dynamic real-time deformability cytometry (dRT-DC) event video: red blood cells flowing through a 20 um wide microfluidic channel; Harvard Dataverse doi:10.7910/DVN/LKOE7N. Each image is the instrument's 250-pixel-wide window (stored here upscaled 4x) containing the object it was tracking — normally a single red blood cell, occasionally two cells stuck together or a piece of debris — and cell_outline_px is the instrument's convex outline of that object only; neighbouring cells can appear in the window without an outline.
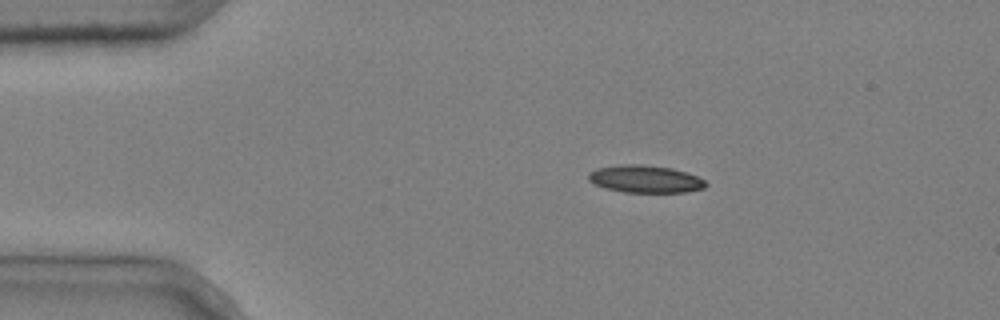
{"species": "common noctule bat (a hibernating species)", "species_latin": "Nyctalus noctula", "temperature_condition": "cold", "stored_images_in_passage": 6, "camera_frame_rate_fps": 3000, "um_per_image_px": 0.085, "animal": {"sex": "male", "body_mass_g": 20.4}, "frame": {"image": 1, "passage_image": 2, "time_ms": 0.333, "image_size_px": [1000, 320], "cell_outline_px": [[708, 184], [704, 188], [684, 192], [624, 192], [604, 188], [588, 180], [588, 172], [596, 168], [620, 164], [640, 164], [672, 168], [696, 176], [704, 180]], "centroid_in_image_um": [54.8, 15.21], "position_along_channel_um": 30.2, "area_um2": 18.73}}
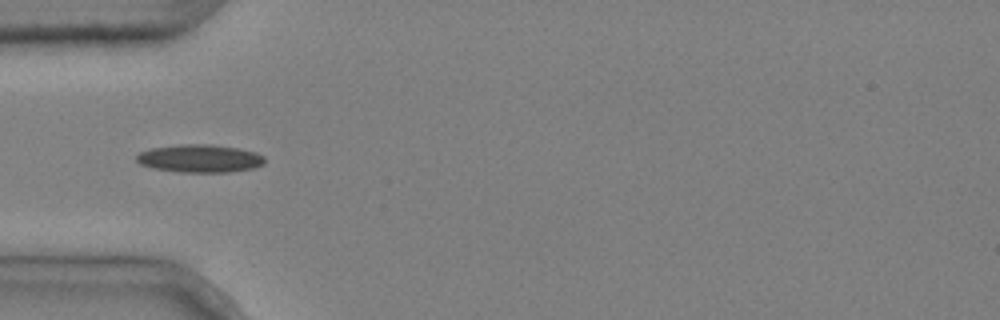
{"frame": {"image": 2, "passage_image": 4, "time_ms": 1.0, "image_size_px": [1000, 320], "cell_outline_px": [[264, 164], [252, 168], [228, 172], [180, 172], [152, 168], [140, 164], [136, 160], [136, 156], [140, 152], [152, 148], [180, 144], [212, 144], [240, 148], [256, 152], [264, 156]], "centroid_in_image_um": [16.99, 13.46], "position_along_channel_um": 68.0, "area_um2": 20.92}}